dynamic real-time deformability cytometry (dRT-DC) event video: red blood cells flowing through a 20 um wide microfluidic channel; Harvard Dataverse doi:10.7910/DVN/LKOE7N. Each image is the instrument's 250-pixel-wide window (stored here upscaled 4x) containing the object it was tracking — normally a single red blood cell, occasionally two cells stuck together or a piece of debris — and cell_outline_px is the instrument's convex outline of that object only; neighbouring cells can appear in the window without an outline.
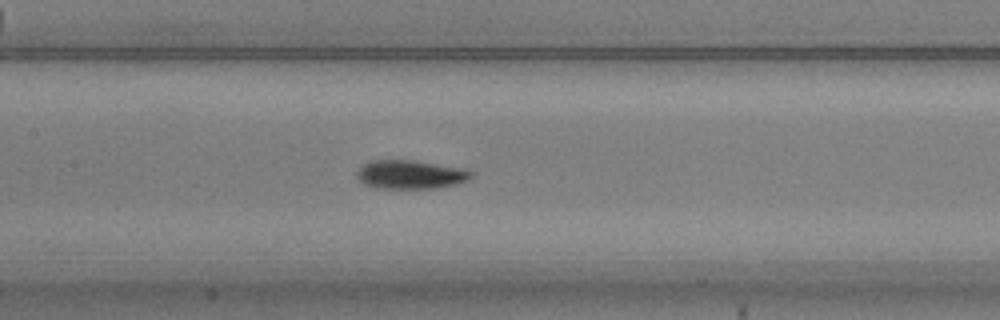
{"species": "common noctule bat (a hibernating species)", "species_latin": "Nyctalus noctula", "temperature_condition": "warm", "stored_images_in_passage": 53, "camera_frame_rate_fps": 3000, "um_per_image_px": 0.085, "animal": {"sex": "male", "body_mass_g": 20.5, "forearm_length_mm": 52.5}, "frame": {"image": 1, "passage_image": 24, "time_ms": 7.667, "image_size_px": [1000, 320], "cell_outline_px": [[472, 176], [468, 180], [456, 184], [432, 188], [380, 188], [364, 184], [356, 176], [356, 172], [368, 160], [416, 160], [464, 168], [472, 172]], "centroid_in_image_um": [34.89, 14.82], "position_along_channel_um": 172.5, "area_um2": 19.13}}
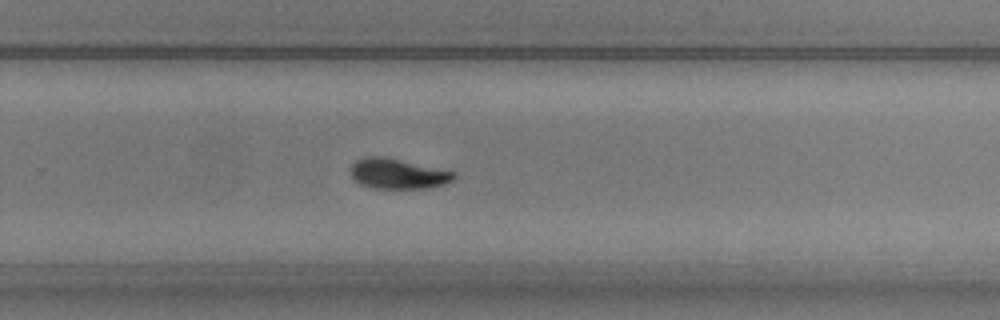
{"frame": {"image": 2, "passage_image": 34, "time_ms": 11.0, "image_size_px": [1000, 320], "cell_outline_px": [[456, 176], [452, 180], [444, 184], [432, 188], [372, 188], [360, 184], [352, 176], [352, 164], [356, 160], [364, 156], [384, 156], [456, 172]], "centroid_in_image_um": [33.83, 14.76], "position_along_channel_um": 296.0, "area_um2": 18.15}}
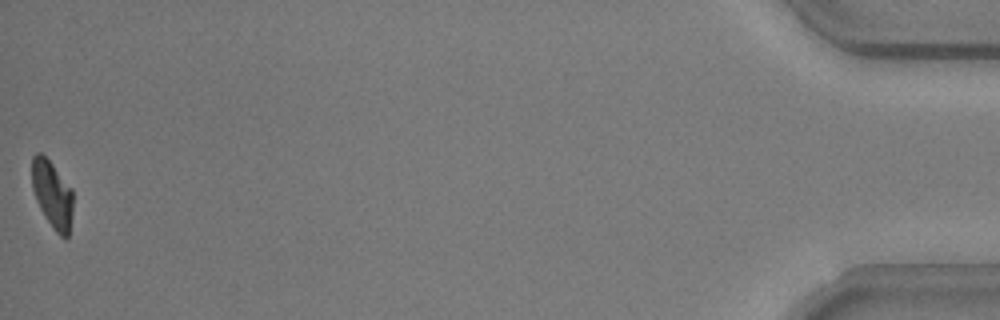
{"frame": {"image": 3, "passage_image": 53, "time_ms": 17.333, "image_size_px": [1000, 320], "cell_outline_px": [[72, 216], [68, 236], [64, 240], [56, 232], [44, 216], [36, 200], [32, 188], [32, 156], [36, 152], [40, 152], [52, 164], [72, 188]], "centroid_in_image_um": [4.44, 16.54], "position_along_channel_um": 430.8, "area_um2": 16.13}, "authors_computed_cell_mechanics": {"area_um2": 17.7446, "velocity_mm_per_s": 3.7205, "shape_relaxation_time_tau1_ms": 2.4085, "shape_relaxation_time_tau2_ms": 11.2786, "deformation_change_tau1": 0.1388, "deformation_change_tau2": 0.1449}}